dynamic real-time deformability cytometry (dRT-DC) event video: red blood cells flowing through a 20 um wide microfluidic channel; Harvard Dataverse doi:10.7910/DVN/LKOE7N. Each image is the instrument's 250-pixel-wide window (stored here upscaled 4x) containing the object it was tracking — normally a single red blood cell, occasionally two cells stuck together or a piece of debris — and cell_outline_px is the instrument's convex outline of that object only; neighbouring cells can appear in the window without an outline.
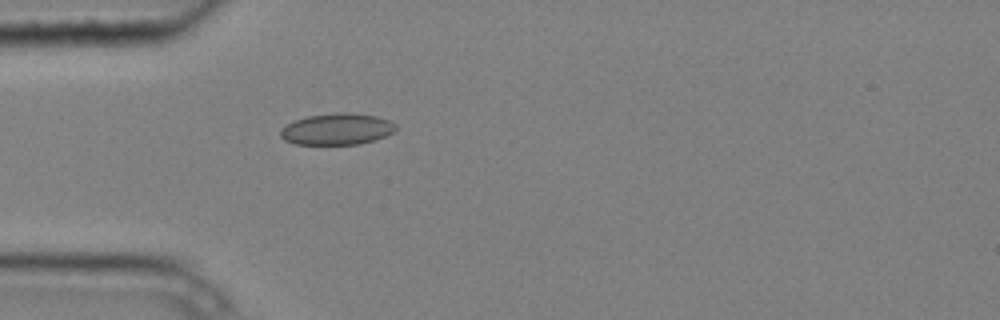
{"species": "common noctule bat (a hibernating species)", "species_latin": "Nyctalus noctula", "temperature_condition": "cold", "stored_images_in_passage": 1, "camera_frame_rate_fps": 3000, "um_per_image_px": 0.085, "animal": {"sex": "male", "body_mass_g": 20.4}, "frame": {"image": 1, "passage_image": 1, "time_ms": 0.0, "image_size_px": [1000, 320], "cell_outline_px": [[396, 132], [376, 140], [360, 144], [296, 144], [284, 140], [280, 136], [280, 128], [296, 120], [308, 116], [336, 112], [352, 112], [376, 116], [388, 120], [396, 124]], "centroid_in_image_um": [28.68, 10.97], "position_along_channel_um": 56.3, "area_um2": 21.33}}